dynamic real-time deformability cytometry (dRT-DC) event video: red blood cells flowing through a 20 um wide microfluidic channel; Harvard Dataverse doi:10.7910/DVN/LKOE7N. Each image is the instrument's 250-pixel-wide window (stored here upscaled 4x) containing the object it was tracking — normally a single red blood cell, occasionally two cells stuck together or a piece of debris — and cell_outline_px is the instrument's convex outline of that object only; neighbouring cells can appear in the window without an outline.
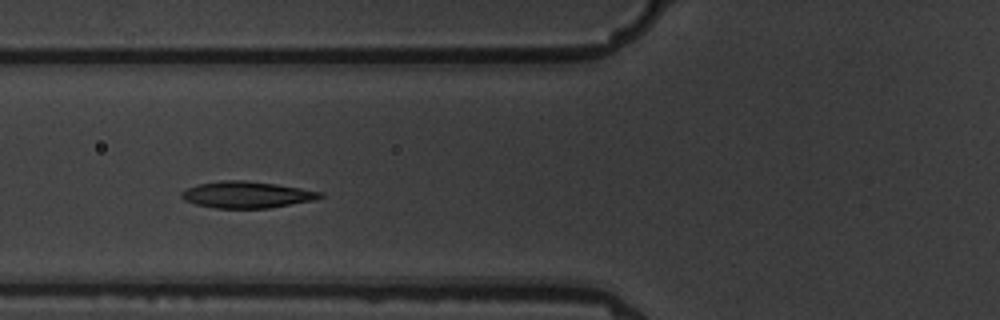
{"species": "common noctule bat (a hibernating species)", "species_latin": "Nyctalus noctula", "temperature_condition": "warm", "stored_images_in_passage": 5, "camera_frame_rate_fps": 3000, "um_per_image_px": 0.085, "animal": {"sex": "male", "body_mass_g": 19.5, "forearm_length_mm": 54.6}, "frame": {"image": 1, "passage_image": 4, "time_ms": 3.667, "image_size_px": [1000, 320], "cell_outline_px": [[324, 196], [312, 200], [268, 208], [212, 208], [196, 204], [184, 200], [180, 196], [180, 192], [188, 188], [200, 184], [220, 180], [244, 180], [276, 184], [324, 192]], "centroid_in_image_um": [20.95, 16.55], "position_along_channel_um": 104.9, "area_um2": 21.33}}
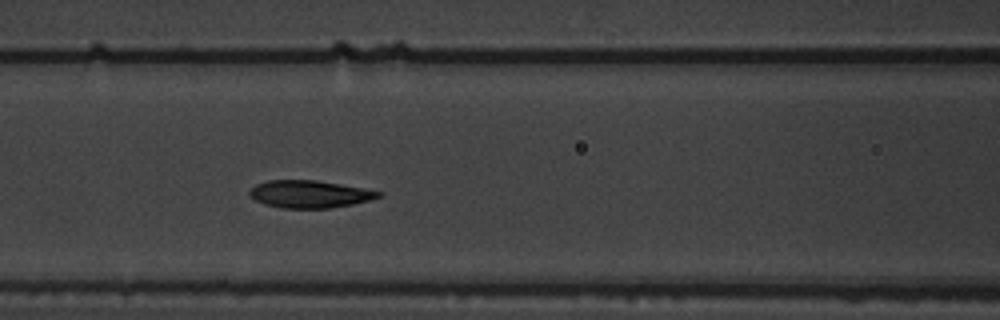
{"frame": {"image": 2, "passage_image": 5, "time_ms": 4.667, "image_size_px": [1000, 320], "cell_outline_px": [[384, 196], [352, 204], [328, 208], [280, 208], [264, 204], [256, 200], [248, 192], [256, 184], [268, 180], [316, 180], [364, 188], [384, 192]], "centroid_in_image_um": [26.34, 16.49], "position_along_channel_um": 140.3, "area_um2": 20.58}}